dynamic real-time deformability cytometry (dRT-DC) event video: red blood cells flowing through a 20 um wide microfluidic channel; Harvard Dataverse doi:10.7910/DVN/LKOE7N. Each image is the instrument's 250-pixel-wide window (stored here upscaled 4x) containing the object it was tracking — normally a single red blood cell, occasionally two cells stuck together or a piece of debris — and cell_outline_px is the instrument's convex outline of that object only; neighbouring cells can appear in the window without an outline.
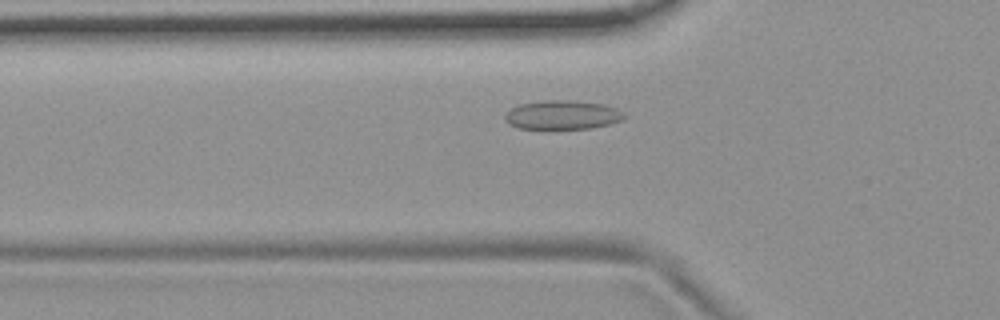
{"species": "common noctule bat (a hibernating species)", "species_latin": "Nyctalus noctula", "temperature_condition": "room temperature", "stored_images_in_passage": 47, "camera_frame_rate_fps": 3000, "um_per_image_px": 0.085, "animal": {"sex": "female", "body_mass_g": 19.9}, "frame": {"image": 1, "passage_image": 11, "time_ms": 3.333, "image_size_px": [1000, 320], "cell_outline_px": [[624, 116], [620, 120], [608, 124], [592, 128], [544, 132], [516, 128], [508, 124], [504, 120], [504, 116], [512, 108], [520, 104], [544, 100], [572, 100], [604, 104], [616, 108], [624, 112]], "centroid_in_image_um": [47.73, 9.82], "position_along_channel_um": 78.1, "area_um2": 21.1}}
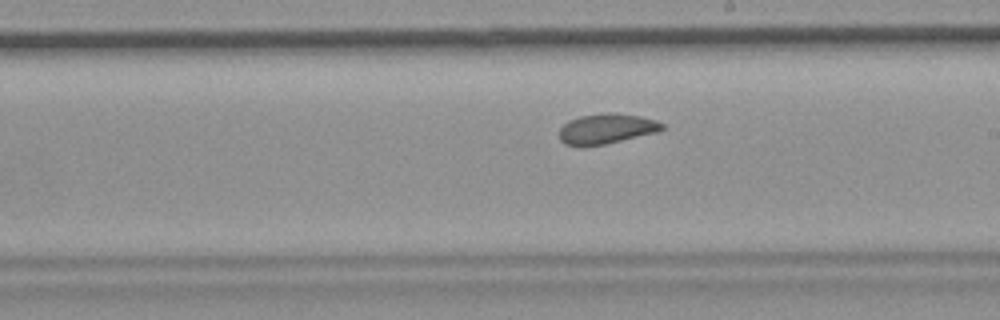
{"frame": {"image": 2, "passage_image": 24, "time_ms": 7.667, "image_size_px": [1000, 320], "cell_outline_px": [[664, 128], [656, 132], [604, 144], [564, 144], [560, 140], [560, 128], [568, 120], [580, 116], [600, 112], [640, 116], [656, 120], [664, 124]], "centroid_in_image_um": [51.55, 10.91], "position_along_channel_um": 237.4, "area_um2": 17.57}}
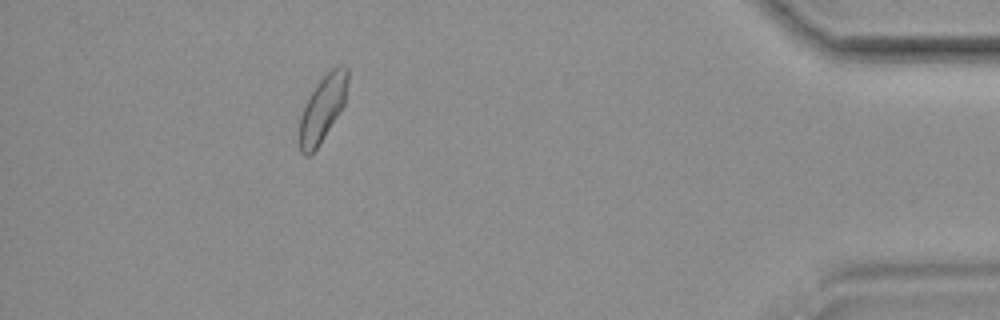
{"frame": {"image": 3, "passage_image": 42, "time_ms": 13.667, "image_size_px": [1000, 320], "cell_outline_px": [[348, 84], [344, 104], [324, 136], [316, 148], [308, 156], [304, 156], [300, 152], [300, 116], [308, 96], [316, 84], [332, 68], [340, 64], [344, 64], [348, 68]], "centroid_in_image_um": [27.42, 9.17], "position_along_channel_um": 407.8, "area_um2": 18.32}, "authors_computed_cell_mechanics": {"area_um2": 18.7272, "velocity_mm_per_s": 3.6799, "shape_relaxation_time_tau1_ms": 9.5186, "shape_relaxation_time_tau2_ms": 1.1894, "deformation_change_tau1": 0.0962, "deformation_change_tau2": 0.0637}}